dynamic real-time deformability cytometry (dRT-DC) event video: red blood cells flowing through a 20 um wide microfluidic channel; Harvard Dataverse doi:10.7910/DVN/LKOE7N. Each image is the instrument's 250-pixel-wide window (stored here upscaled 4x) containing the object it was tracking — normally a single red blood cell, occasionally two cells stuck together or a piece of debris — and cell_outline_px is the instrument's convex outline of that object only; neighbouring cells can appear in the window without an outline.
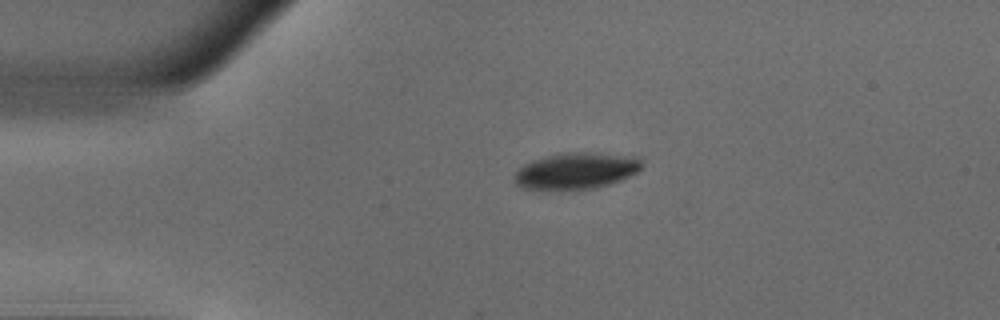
{"species": "common noctule bat (a hibernating species)", "species_latin": "Nyctalus noctula", "temperature_condition": "warm", "stored_images_in_passage": 41, "camera_frame_rate_fps": 3000, "um_per_image_px": 0.085, "animal": {"sex": "male", "body_mass_g": 18.8}, "frame": {"image": 1, "passage_image": 1, "time_ms": 0.0, "image_size_px": [1000, 320], "cell_outline_px": [[644, 160], [640, 168], [636, 172], [620, 180], [596, 188], [520, 188], [512, 180], [512, 176], [524, 164], [532, 160], [560, 152], [600, 152], [640, 156]], "centroid_in_image_um": [49.0, 14.47], "position_along_channel_um": 36.0, "area_um2": 27.11}}
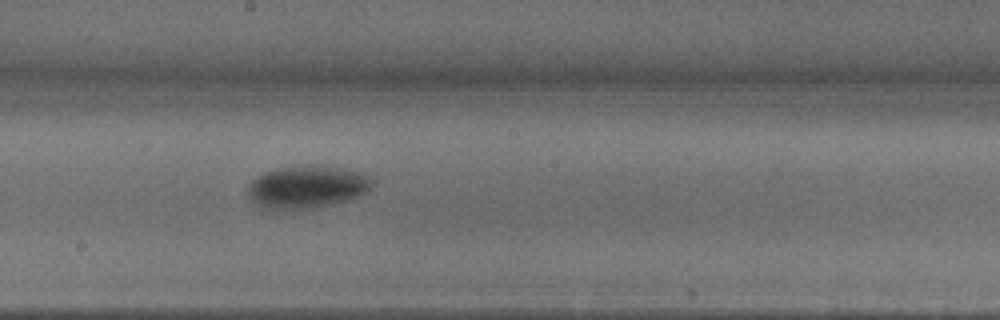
{"frame": {"image": 2, "passage_image": 18, "time_ms": 5.667, "image_size_px": [1000, 320], "cell_outline_px": [[372, 180], [368, 192], [360, 196], [328, 204], [304, 208], [260, 208], [252, 204], [248, 196], [248, 184], [252, 180], [264, 172], [280, 168], [300, 164], [336, 168], [360, 172], [368, 176]], "centroid_in_image_um": [26.02, 15.88], "position_along_channel_um": 222.2, "area_um2": 30.35}}
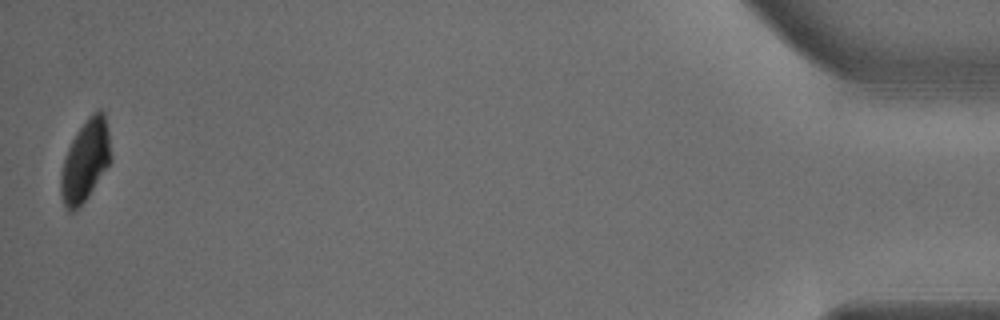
{"frame": {"image": 3, "passage_image": 41, "time_ms": 13.333, "image_size_px": [1000, 320], "cell_outline_px": [[112, 160], [88, 196], [72, 212], [68, 212], [64, 204], [60, 192], [60, 172], [68, 148], [76, 132], [88, 116], [92, 112], [100, 108], [104, 112], [108, 132], [112, 156]], "centroid_in_image_um": [7.25, 13.63], "position_along_channel_um": 427.9, "area_um2": 23.7}, "authors_computed_cell_mechanics": {"area_um2": 29.5358, "velocity_mm_per_s": 3.8819, "shape_relaxation_time_tau1_ms": 2.8951, "shape_relaxation_time_tau2_ms": 6.7683, "deformation_change_tau1": 0.1236, "deformation_change_tau2": 0.0444}}